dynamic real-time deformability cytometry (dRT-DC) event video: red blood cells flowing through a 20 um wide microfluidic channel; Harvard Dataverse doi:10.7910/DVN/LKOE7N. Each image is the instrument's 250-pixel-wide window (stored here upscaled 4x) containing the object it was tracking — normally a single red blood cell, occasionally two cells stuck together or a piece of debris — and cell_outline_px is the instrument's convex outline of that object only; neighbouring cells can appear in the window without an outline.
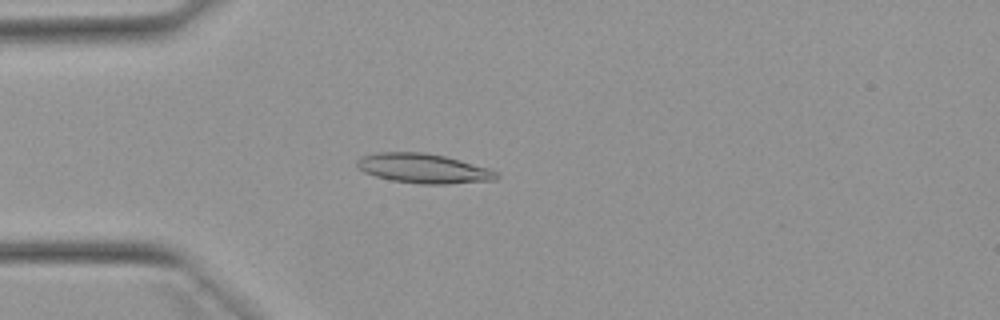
{"species": "Egyptian fruit bat (a non-hibernating species)", "species_latin": "Rousettus aegyptiacus", "temperature_condition": "warm", "stored_images_in_passage": 38, "camera_frame_rate_fps": 3000, "um_per_image_px": 0.085, "animal": {"sex": "female"}, "frame": {"image": 1, "passage_image": 13, "time_ms": 4.0, "image_size_px": [1000, 320], "cell_outline_px": [[500, 176], [496, 180], [448, 184], [420, 184], [392, 180], [376, 176], [364, 172], [356, 164], [356, 160], [360, 156], [376, 152], [424, 152], [444, 156], [460, 160], [488, 168], [496, 172]], "centroid_in_image_um": [35.98, 14.31], "position_along_channel_um": 49.0, "area_um2": 24.04}}
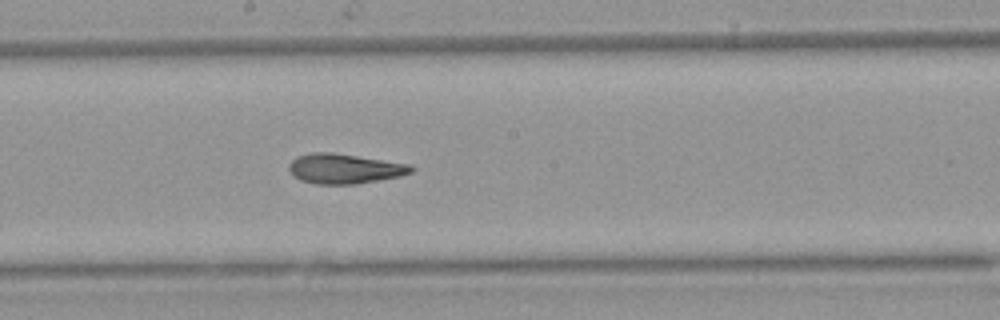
{"frame": {"image": 2, "passage_image": 27, "time_ms": 8.667, "image_size_px": [1000, 320], "cell_outline_px": [[416, 168], [412, 172], [400, 176], [356, 184], [316, 184], [300, 180], [288, 168], [288, 164], [296, 156], [312, 152], [332, 152], [412, 164]], "centroid_in_image_um": [29.31, 14.33], "position_along_channel_um": 218.9, "area_um2": 21.39}}
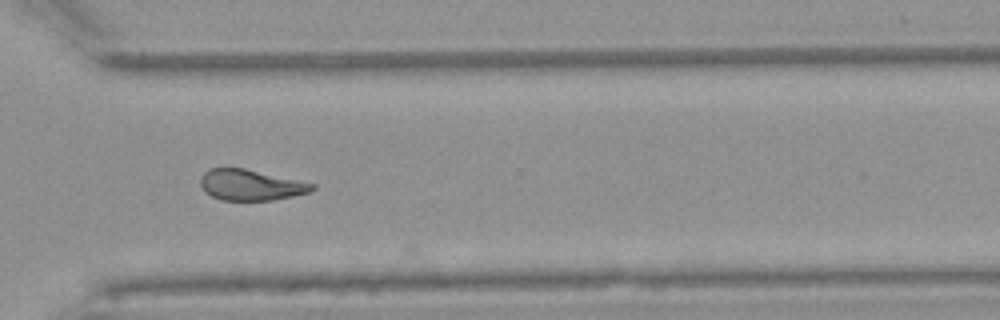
{"frame": {"image": 3, "passage_image": 37, "time_ms": 12.0, "image_size_px": [1000, 320], "cell_outline_px": [[316, 188], [308, 192], [292, 196], [272, 200], [220, 200], [204, 192], [200, 184], [200, 180], [204, 172], [208, 168], [244, 168], [316, 184]], "centroid_in_image_um": [21.28, 15.72], "position_along_channel_um": 349.3, "area_um2": 20.0}}